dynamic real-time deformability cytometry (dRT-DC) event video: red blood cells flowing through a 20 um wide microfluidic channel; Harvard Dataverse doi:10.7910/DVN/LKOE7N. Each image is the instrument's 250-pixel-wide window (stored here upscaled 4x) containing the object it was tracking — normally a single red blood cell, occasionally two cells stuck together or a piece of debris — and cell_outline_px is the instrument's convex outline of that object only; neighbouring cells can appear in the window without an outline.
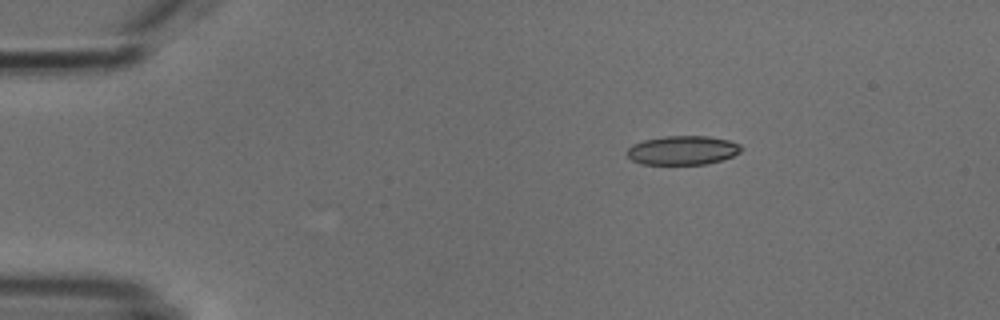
{"species": "common noctule bat (a hibernating species)", "species_latin": "Nyctalus noctula", "temperature_condition": "cold", "stored_images_in_passage": 5, "camera_frame_rate_fps": 3000, "um_per_image_px": 0.085, "animal": {"sex": "male", "body_mass_g": 18.8}, "frame": {"image": 1, "passage_image": 3, "time_ms": 2.333, "image_size_px": [1000, 320], "cell_outline_px": [[744, 148], [740, 152], [732, 156], [708, 164], [640, 164], [632, 160], [624, 152], [632, 144], [644, 140], [664, 136], [708, 136], [728, 140], [740, 144]], "centroid_in_image_um": [58.01, 12.77], "position_along_channel_um": 27.0, "area_um2": 19.42}}